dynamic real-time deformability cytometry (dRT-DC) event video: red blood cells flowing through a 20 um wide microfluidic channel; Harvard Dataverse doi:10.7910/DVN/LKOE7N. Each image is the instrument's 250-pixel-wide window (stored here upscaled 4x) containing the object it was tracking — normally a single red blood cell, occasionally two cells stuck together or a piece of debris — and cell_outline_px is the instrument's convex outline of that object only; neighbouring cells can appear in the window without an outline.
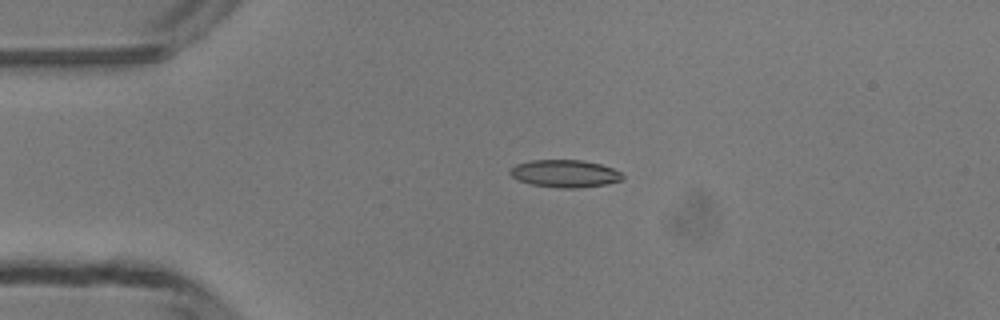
{"species": "common noctule bat (a hibernating species)", "species_latin": "Nyctalus noctula", "temperature_condition": "room temperature", "stored_images_in_passage": 40, "camera_frame_rate_fps": 3000, "um_per_image_px": 0.085, "animal": {"sex": "male", "body_mass_g": 13.3}, "frame": {"image": 1, "passage_image": 2, "time_ms": 0.333, "image_size_px": [1000, 320], "cell_outline_px": [[624, 180], [604, 184], [576, 188], [560, 188], [532, 184], [520, 180], [512, 176], [508, 172], [516, 164], [532, 160], [584, 160], [600, 164], [612, 168], [620, 172], [624, 176]], "centroid_in_image_um": [48.04, 14.75], "position_along_channel_um": 37.0, "area_um2": 17.86}}
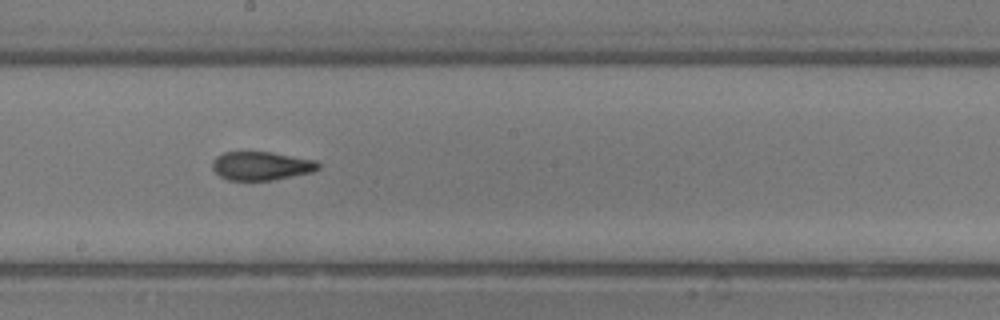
{"frame": {"image": 2, "passage_image": 18, "time_ms": 5.667, "image_size_px": [1000, 320], "cell_outline_px": [[320, 168], [312, 172], [272, 180], [228, 180], [220, 176], [212, 168], [212, 160], [216, 156], [224, 152], [272, 152], [316, 160], [320, 164]], "centroid_in_image_um": [22.21, 14.09], "position_along_channel_um": 226.0, "area_um2": 17.69}}
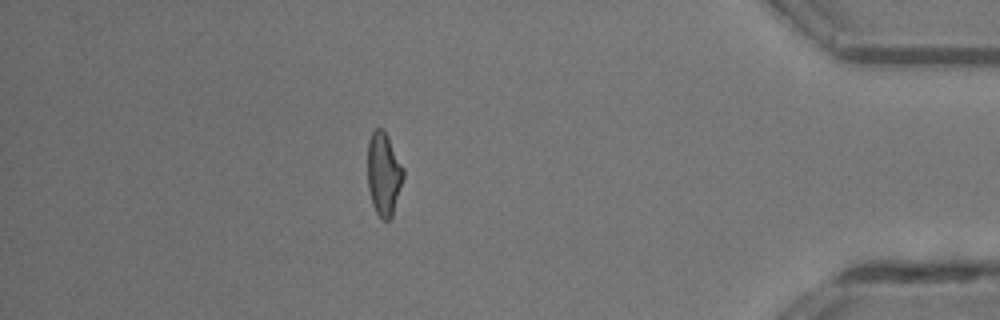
{"frame": {"image": 3, "passage_image": 34, "time_ms": 11.0, "image_size_px": [1000, 320], "cell_outline_px": [[404, 176], [392, 216], [388, 220], [384, 220], [376, 212], [372, 204], [368, 188], [368, 140], [372, 132], [376, 128], [384, 128], [404, 168]], "centroid_in_image_um": [32.62, 14.75], "position_along_channel_um": 402.6, "area_um2": 17.34}, "authors_computed_cell_mechanics": {"area_um2": 18.0336, "velocity_mm_per_s": 4.1694, "shape_relaxation_time_tau1_ms": null, "shape_relaxation_time_tau2_ms": 1.3626, "deformation_change_tau1": null, "deformation_change_tau2": 0.0973}}